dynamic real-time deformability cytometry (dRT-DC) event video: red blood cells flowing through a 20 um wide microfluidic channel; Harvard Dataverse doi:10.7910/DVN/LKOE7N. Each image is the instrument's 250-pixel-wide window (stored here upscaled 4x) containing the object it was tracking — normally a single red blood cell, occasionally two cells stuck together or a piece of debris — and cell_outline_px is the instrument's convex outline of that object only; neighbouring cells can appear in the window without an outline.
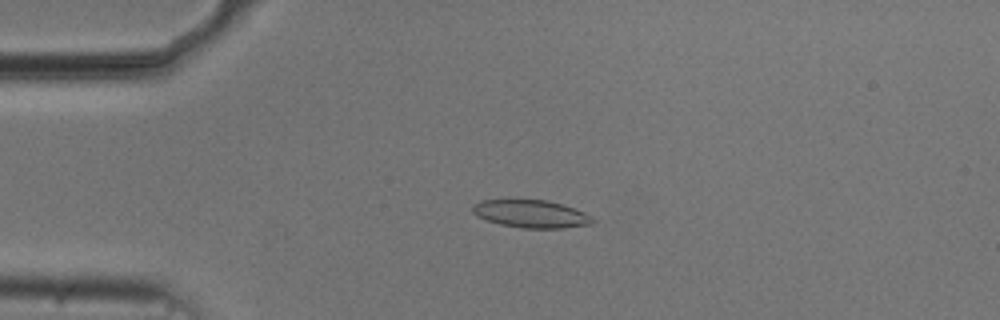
{"species": "common noctule bat (a hibernating species)", "species_latin": "Nyctalus noctula", "temperature_condition": "cold", "stored_images_in_passage": 54, "camera_frame_rate_fps": 3000, "um_per_image_px": 0.085, "animal": {"sex": "male", "body_mass_g": 20.5, "forearm_length_mm": 52.5}, "frame": {"image": 1, "passage_image": 13, "time_ms": 4.0, "image_size_px": [1000, 320], "cell_outline_px": [[596, 220], [592, 224], [560, 228], [524, 228], [500, 224], [476, 216], [472, 212], [472, 204], [480, 200], [548, 200], [584, 212], [592, 216]], "centroid_in_image_um": [45.13, 18.18], "position_along_channel_um": 39.9, "area_um2": 19.31}}
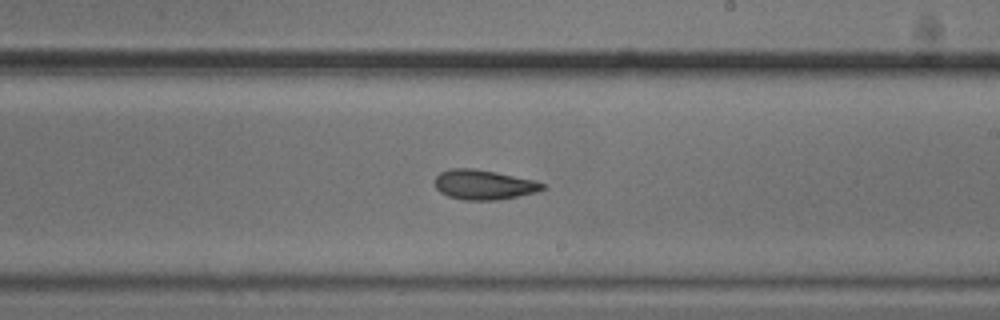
{"frame": {"image": 2, "passage_image": 32, "time_ms": 10.333, "image_size_px": [1000, 320], "cell_outline_px": [[544, 188], [536, 192], [500, 200], [460, 200], [448, 196], [440, 192], [436, 188], [432, 180], [440, 172], [452, 168], [472, 168], [496, 172], [532, 180], [544, 184]], "centroid_in_image_um": [41.04, 15.7], "position_along_channel_um": 248.0, "area_um2": 18.73}}
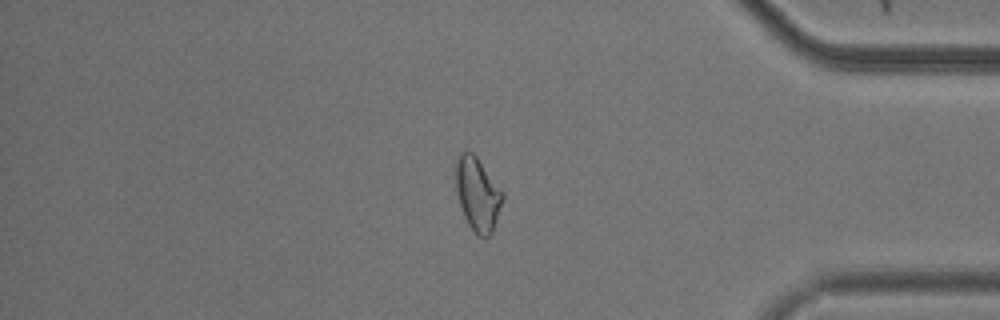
{"frame": {"image": 3, "passage_image": 46, "time_ms": 15.0, "image_size_px": [1000, 320], "cell_outline_px": [[504, 200], [492, 232], [488, 236], [480, 236], [468, 224], [464, 216], [456, 192], [456, 160], [460, 152], [464, 148], [472, 152], [476, 156], [504, 192]], "centroid_in_image_um": [40.6, 16.45], "position_along_channel_um": 394.6, "area_um2": 20.06}, "authors_computed_cell_mechanics": {"area_um2": 19.3919, "velocity_mm_per_s": 3.7165, "shape_relaxation_time_tau1_ms": 4.839, "shape_relaxation_time_tau2_ms": 3.9419, "deformation_change_tau1": 0.1298, "deformation_change_tau2": 0.1122}}